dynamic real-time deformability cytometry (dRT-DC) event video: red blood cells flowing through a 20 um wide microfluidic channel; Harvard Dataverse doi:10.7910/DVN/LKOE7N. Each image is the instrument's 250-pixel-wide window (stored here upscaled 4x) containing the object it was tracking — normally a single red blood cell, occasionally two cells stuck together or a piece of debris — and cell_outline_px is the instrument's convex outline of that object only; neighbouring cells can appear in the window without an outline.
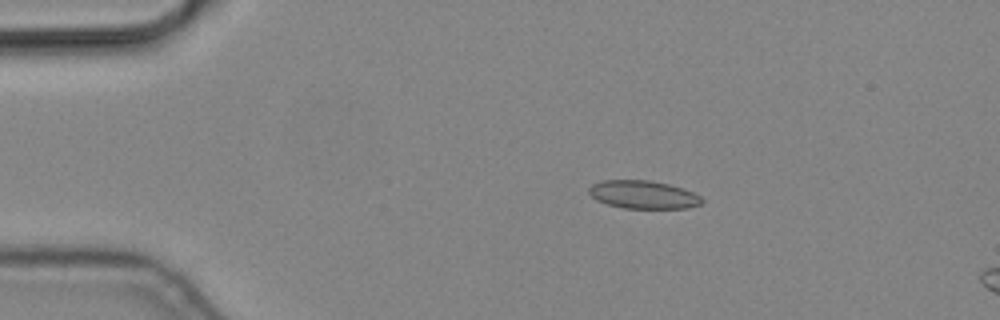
{"species": "common noctule bat (a hibernating species)", "species_latin": "Nyctalus noctula", "temperature_condition": "cold", "stored_images_in_passage": 6, "camera_frame_rate_fps": 3000, "um_per_image_px": 0.085, "animal": {"sex": "male", "body_mass_g": 19.2, "forearm_length_mm": 51.8}, "frame": {"image": 1, "passage_image": 4, "time_ms": 1.0, "image_size_px": [1000, 320], "cell_outline_px": [[704, 200], [700, 204], [688, 208], [624, 208], [608, 204], [596, 200], [588, 192], [588, 188], [592, 184], [604, 180], [652, 180], [684, 188], [700, 196]], "centroid_in_image_um": [54.68, 16.54], "position_along_channel_um": 30.3, "area_um2": 18.5}}